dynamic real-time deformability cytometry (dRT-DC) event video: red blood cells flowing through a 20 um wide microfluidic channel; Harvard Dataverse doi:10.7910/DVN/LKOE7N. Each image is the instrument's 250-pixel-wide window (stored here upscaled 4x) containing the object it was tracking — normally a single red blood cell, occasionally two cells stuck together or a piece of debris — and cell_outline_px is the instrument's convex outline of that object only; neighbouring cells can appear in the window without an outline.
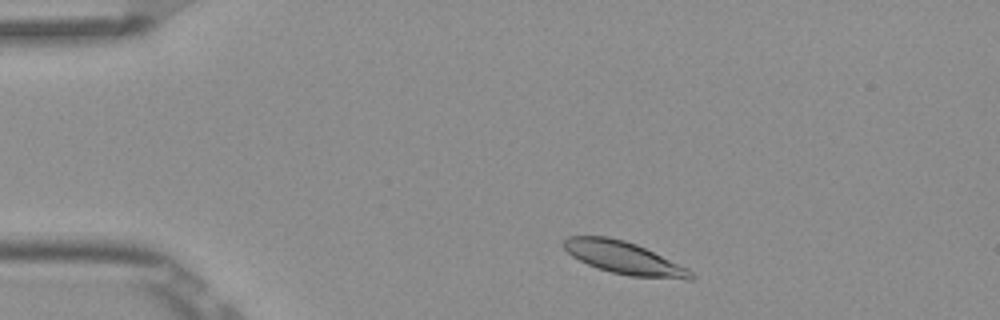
{"species": "Egyptian fruit bat (a non-hibernating species)", "species_latin": "Rousettus aegyptiacus", "temperature_condition": "room temperature", "stored_images_in_passage": 2, "camera_frame_rate_fps": 3000, "um_per_image_px": 0.085, "frame": {"image": 1, "passage_image": 1, "time_ms": 0.0, "image_size_px": [1000, 320], "cell_outline_px": [[696, 276], [692, 280], [688, 280], [628, 276], [596, 268], [572, 256], [564, 248], [564, 240], [568, 236], [608, 236], [624, 240], [636, 244], [688, 268]], "centroid_in_image_um": [53.07, 21.93], "position_along_channel_um": 31.9, "area_um2": 24.04}}